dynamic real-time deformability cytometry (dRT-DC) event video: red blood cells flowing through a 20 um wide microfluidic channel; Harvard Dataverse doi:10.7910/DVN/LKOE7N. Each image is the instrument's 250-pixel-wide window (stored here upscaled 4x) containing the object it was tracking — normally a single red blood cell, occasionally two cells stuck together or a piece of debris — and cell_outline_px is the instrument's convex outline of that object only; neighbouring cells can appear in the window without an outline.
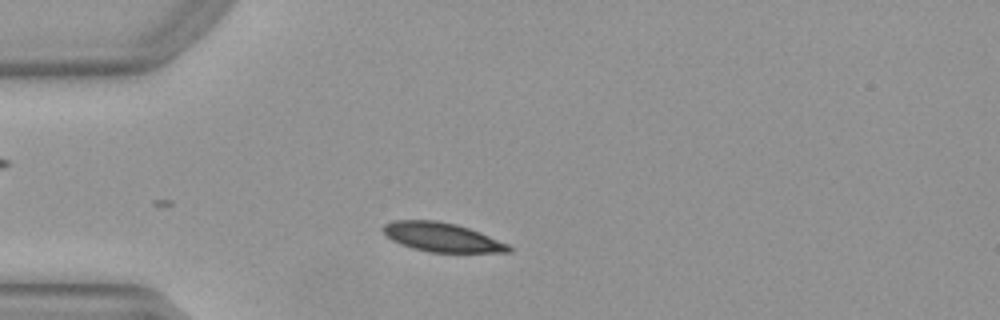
{"species": "Egyptian fruit bat (a non-hibernating species)", "species_latin": "Rousettus aegyptiacus", "temperature_condition": "warm", "stored_images_in_passage": 16, "camera_frame_rate_fps": 3000, "um_per_image_px": 0.085, "animal": {"sex": "female"}, "frame": {"image": 1, "passage_image": 7, "time_ms": 2.0, "image_size_px": [1000, 320], "cell_outline_px": [[512, 252], [428, 252], [412, 248], [400, 244], [392, 240], [380, 228], [384, 224], [392, 220], [436, 220], [456, 224], [480, 232], [508, 244], [512, 248]], "centroid_in_image_um": [37.54, 20.16], "position_along_channel_um": 47.5, "area_um2": 21.27}}
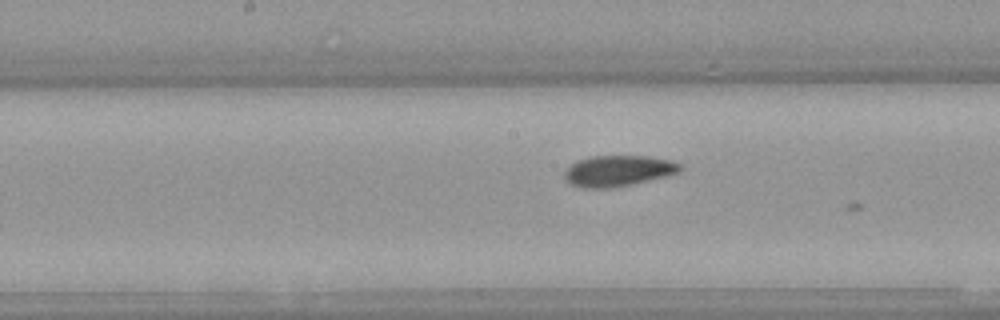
{"frame": {"image": 2, "passage_image": 15, "time_ms": 4.667, "image_size_px": [1000, 320], "cell_outline_px": [[680, 172], [668, 176], [616, 188], [584, 188], [568, 184], [564, 176], [564, 172], [568, 164], [576, 160], [592, 156], [648, 156], [672, 160], [680, 164]], "centroid_in_image_um": [52.51, 14.53], "position_along_channel_um": 195.7, "area_um2": 21.27}}